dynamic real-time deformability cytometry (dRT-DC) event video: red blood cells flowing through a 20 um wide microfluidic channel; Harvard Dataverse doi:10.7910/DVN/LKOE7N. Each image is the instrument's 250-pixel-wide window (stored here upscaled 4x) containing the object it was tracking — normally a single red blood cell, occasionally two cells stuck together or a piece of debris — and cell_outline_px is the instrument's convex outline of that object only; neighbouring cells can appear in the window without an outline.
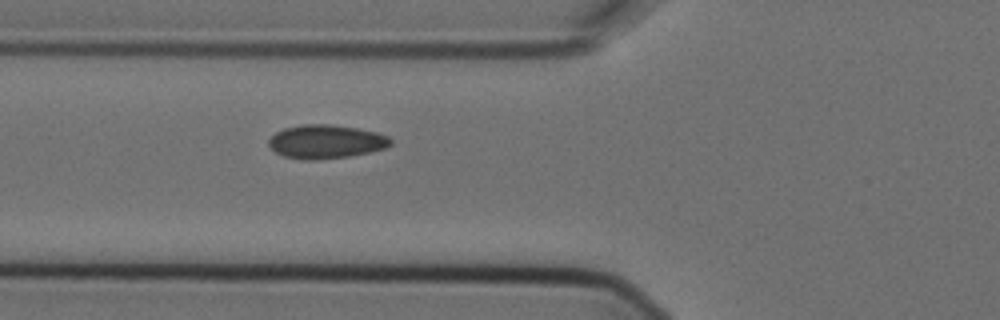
{"species": "Egyptian fruit bat (a non-hibernating species)", "species_latin": "Rousettus aegyptiacus", "temperature_condition": "cold", "stored_images_in_passage": 7, "camera_frame_rate_fps": 3000, "um_per_image_px": 0.085, "animal": {"sex": "female"}, "frame": {"image": 1, "passage_image": 7, "time_ms": 2.0, "image_size_px": [1000, 320], "cell_outline_px": [[392, 144], [384, 148], [368, 152], [348, 156], [312, 160], [304, 160], [284, 156], [276, 152], [268, 144], [268, 140], [276, 132], [284, 128], [304, 124], [328, 124], [356, 128], [376, 132], [388, 136], [392, 140]], "centroid_in_image_um": [27.69, 12.03], "position_along_channel_um": 98.1, "area_um2": 23.7}}